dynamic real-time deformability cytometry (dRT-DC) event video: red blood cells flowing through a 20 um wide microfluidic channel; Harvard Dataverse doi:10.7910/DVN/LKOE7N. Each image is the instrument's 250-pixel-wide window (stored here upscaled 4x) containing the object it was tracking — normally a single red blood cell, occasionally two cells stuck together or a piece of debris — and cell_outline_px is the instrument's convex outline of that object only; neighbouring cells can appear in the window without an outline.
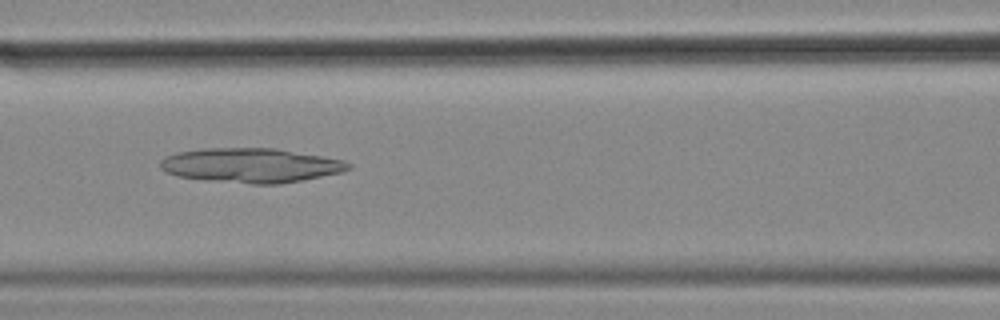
{"species": "common noctule bat (a hibernating species)", "species_latin": "Nyctalus noctula", "temperature_condition": "cold", "stored_images_in_passage": 56, "camera_frame_rate_fps": 3000, "um_per_image_px": 0.085, "animal": {"sex": "female", "body_mass_g": 18.4}, "frame": {"image": 1, "passage_image": 24, "time_ms": 7.667, "image_size_px": [1000, 320], "cell_outline_px": [[352, 168], [340, 172], [280, 184], [252, 184], [176, 176], [160, 168], [160, 160], [164, 156], [176, 152], [204, 148], [276, 148], [344, 160], [352, 164]], "centroid_in_image_um": [21.31, 14.04], "position_along_channel_um": 145.3, "area_um2": 37.57}}
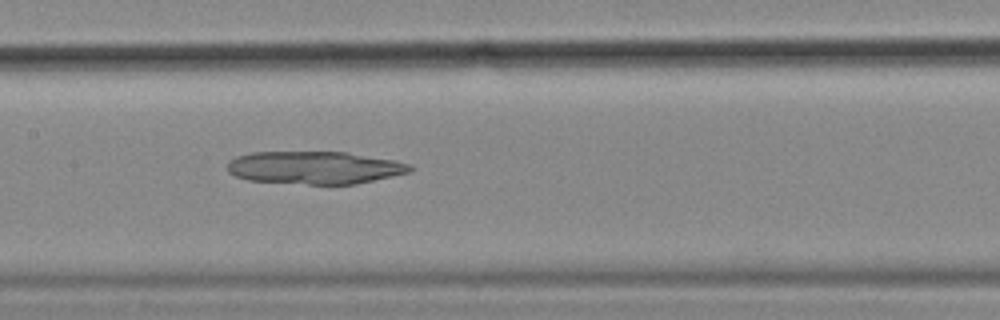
{"frame": {"image": 2, "passage_image": 27, "time_ms": 8.667, "image_size_px": [1000, 320], "cell_outline_px": [[416, 168], [412, 172], [356, 184], [308, 184], [248, 180], [236, 176], [228, 172], [228, 160], [236, 156], [252, 152], [348, 152], [392, 160], [412, 164]], "centroid_in_image_um": [26.78, 14.25], "position_along_channel_um": 180.6, "area_um2": 34.97}}
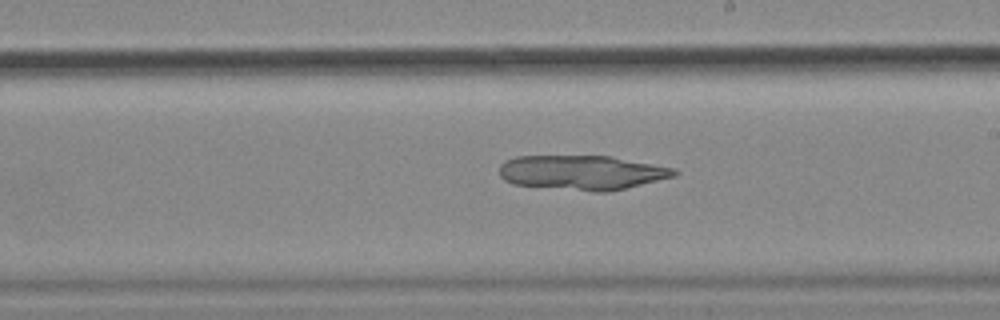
{"frame": {"image": 3, "passage_image": 32, "time_ms": 10.333, "image_size_px": [1000, 320], "cell_outline_px": [[680, 172], [676, 176], [608, 192], [592, 192], [512, 184], [504, 180], [500, 176], [500, 164], [504, 160], [516, 156], [612, 156], [676, 168]], "centroid_in_image_um": [49.48, 14.66], "position_along_channel_um": 239.5, "area_um2": 35.55}}